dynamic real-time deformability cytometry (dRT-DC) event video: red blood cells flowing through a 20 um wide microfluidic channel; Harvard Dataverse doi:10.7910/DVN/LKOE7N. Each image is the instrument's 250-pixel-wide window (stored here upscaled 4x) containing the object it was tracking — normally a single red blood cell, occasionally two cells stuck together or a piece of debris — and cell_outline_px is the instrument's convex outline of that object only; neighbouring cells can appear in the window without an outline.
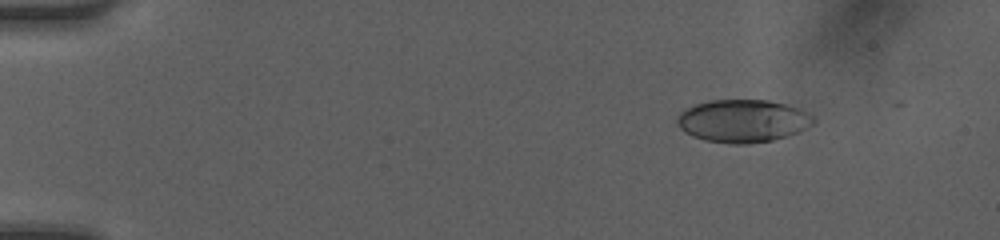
{"species": "human", "species_latin": "Homo sapiens", "temperature_condition": "room temperature", "stored_images_in_passage": 50, "camera_frame_rate_fps": 3000, "um_per_image_px": 0.085, "donor": {"sex": "female"}, "frame": {"image": 1, "passage_image": 7, "time_ms": 2.0, "image_size_px": [1000, 240], "cell_outline_px": [[816, 120], [812, 124], [800, 132], [772, 140], [748, 144], [732, 144], [704, 140], [692, 136], [684, 132], [676, 124], [676, 116], [684, 108], [696, 104], [712, 100], [768, 100], [788, 104], [800, 108], [812, 116]], "centroid_in_image_um": [63.12, 10.28], "position_along_channel_um": 21.9, "area_um2": 34.28}}
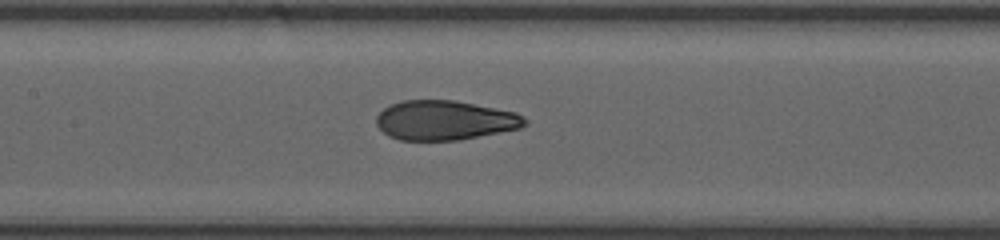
{"frame": {"image": 2, "passage_image": 25, "time_ms": 8.0, "image_size_px": [1000, 240], "cell_outline_px": [[528, 124], [520, 128], [460, 140], [400, 140], [388, 136], [376, 124], [376, 116], [388, 104], [400, 100], [452, 100], [516, 112], [524, 116], [528, 120]], "centroid_in_image_um": [37.8, 10.22], "position_along_channel_um": 169.6, "area_um2": 34.33}}
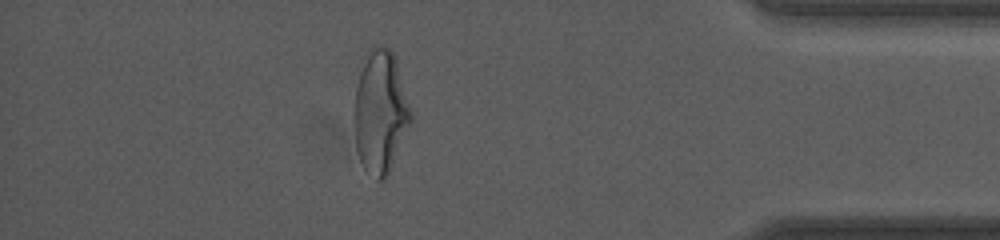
{"frame": {"image": 3, "passage_image": 44, "time_ms": 14.333, "image_size_px": [1000, 240], "cell_outline_px": [[412, 120], [384, 180], [376, 180], [364, 168], [360, 160], [356, 148], [352, 116], [356, 88], [360, 72], [368, 48], [372, 44], [380, 44], [388, 48], [392, 52], [396, 60], [412, 112]], "centroid_in_image_um": [32.3, 9.47], "position_along_channel_um": 402.9, "area_um2": 40.58}, "authors_computed_cell_mechanics": {"area_um2": 34.7956, "velocity_mm_per_s": 4.2281, "shape_relaxation_time_tau1_ms": 5.7259, "shape_relaxation_time_tau2_ms": 0.965, "deformation_change_tau1": 0.2188, "deformation_change_tau2": 0.0719}}